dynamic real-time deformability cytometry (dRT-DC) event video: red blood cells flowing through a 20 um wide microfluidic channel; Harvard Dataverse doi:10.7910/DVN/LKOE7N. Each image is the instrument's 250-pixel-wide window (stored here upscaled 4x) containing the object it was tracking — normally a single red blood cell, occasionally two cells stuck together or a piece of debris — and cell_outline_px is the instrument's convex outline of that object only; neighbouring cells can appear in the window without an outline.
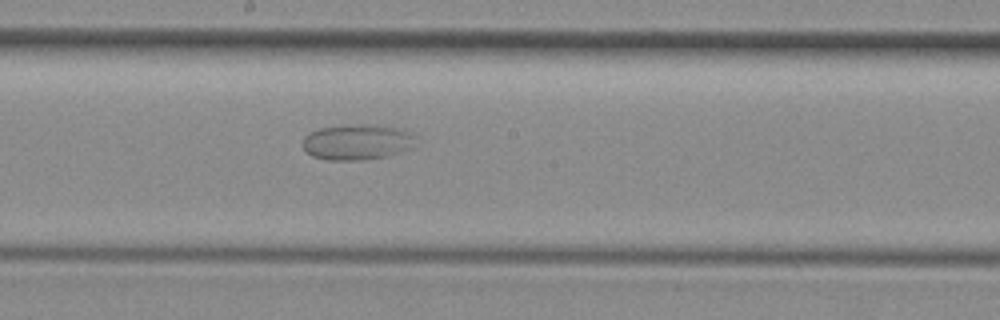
{"species": "common noctule bat (a hibernating species)", "species_latin": "Nyctalus noctula", "temperature_condition": "room temperature", "stored_images_in_passage": 31, "camera_frame_rate_fps": 3000, "um_per_image_px": 0.085, "animal": {"sex": "female", "body_mass_g": 29.2, "forearm_length_mm": 56.3}, "frame": {"image": 1, "passage_image": 13, "time_ms": 4.0, "image_size_px": [1000, 320], "cell_outline_px": [[416, 136], [412, 148], [388, 156], [364, 160], [328, 160], [312, 156], [304, 148], [304, 136], [308, 132], [320, 128], [360, 124], [396, 128], [408, 132]], "centroid_in_image_um": [30.35, 12.09], "position_along_channel_um": 217.9, "area_um2": 23.18}}
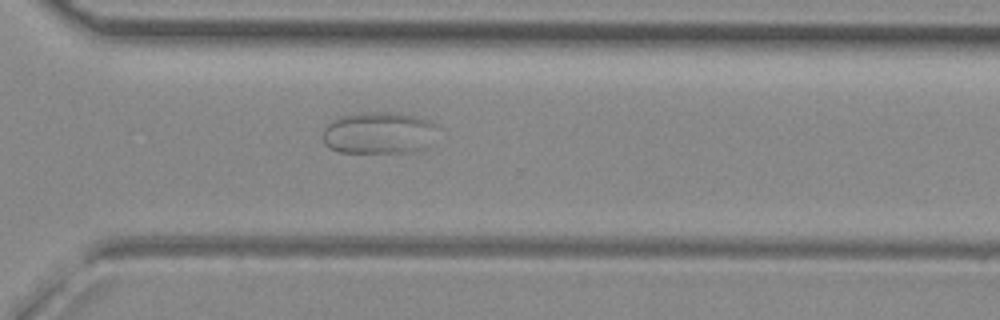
{"frame": {"image": 2, "passage_image": 22, "time_ms": 7.0, "image_size_px": [1000, 320], "cell_outline_px": [[436, 124], [424, 148], [416, 152], [340, 152], [328, 148], [324, 144], [324, 124], [340, 116], [356, 112], [396, 112], [416, 116], [428, 120]], "centroid_in_image_um": [32.1, 11.28], "position_along_channel_um": 338.5, "area_um2": 27.98}}
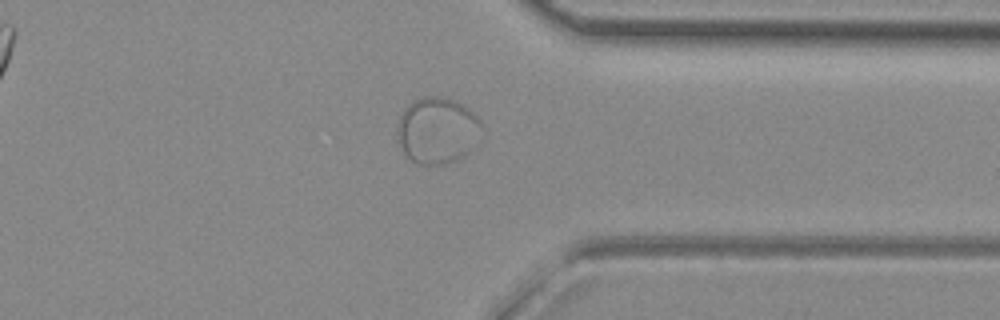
{"frame": {"image": 3, "passage_image": 25, "time_ms": 8.0, "image_size_px": [1000, 320], "cell_outline_px": [[480, 144], [464, 156], [448, 164], [416, 164], [404, 152], [396, 140], [396, 124], [404, 108], [412, 100], [424, 96], [440, 96], [456, 100], [464, 104], [480, 120]], "centroid_in_image_um": [37.17, 11.08], "position_along_channel_um": 374.2, "area_um2": 33.41}}